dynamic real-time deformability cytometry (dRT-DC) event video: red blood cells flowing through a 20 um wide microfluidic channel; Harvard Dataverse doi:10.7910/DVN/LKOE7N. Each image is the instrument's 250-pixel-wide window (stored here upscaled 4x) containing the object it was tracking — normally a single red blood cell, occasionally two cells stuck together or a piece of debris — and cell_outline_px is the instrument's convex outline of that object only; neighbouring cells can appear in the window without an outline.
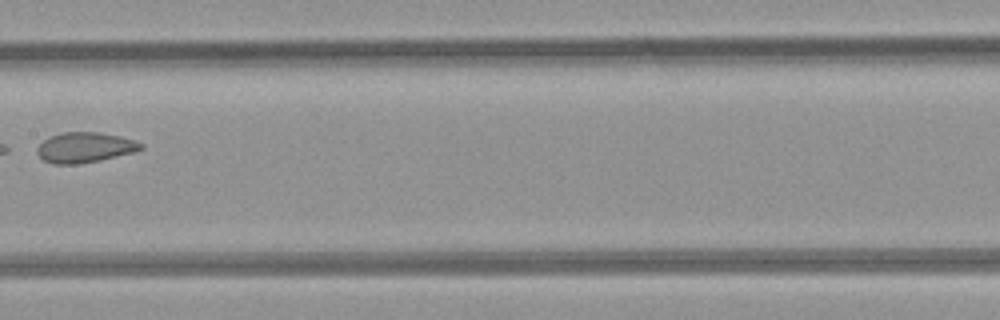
{"species": "common noctule bat (a hibernating species)", "species_latin": "Nyctalus noctula", "temperature_condition": "room temperature", "stored_images_in_passage": 7, "camera_frame_rate_fps": 3000, "um_per_image_px": 0.085, "animal": {"sex": "female", "body_mass_g": 21.9}, "frame": {"image": 1, "passage_image": 6, "time_ms": 5.667, "image_size_px": [1000, 320], "cell_outline_px": [[144, 148], [136, 152], [100, 160], [80, 164], [52, 164], [44, 160], [36, 152], [36, 148], [44, 140], [52, 136], [64, 132], [100, 132], [120, 136], [136, 140], [144, 144]], "centroid_in_image_um": [7.26, 12.54], "position_along_channel_um": 200.1, "area_um2": 18.44}}